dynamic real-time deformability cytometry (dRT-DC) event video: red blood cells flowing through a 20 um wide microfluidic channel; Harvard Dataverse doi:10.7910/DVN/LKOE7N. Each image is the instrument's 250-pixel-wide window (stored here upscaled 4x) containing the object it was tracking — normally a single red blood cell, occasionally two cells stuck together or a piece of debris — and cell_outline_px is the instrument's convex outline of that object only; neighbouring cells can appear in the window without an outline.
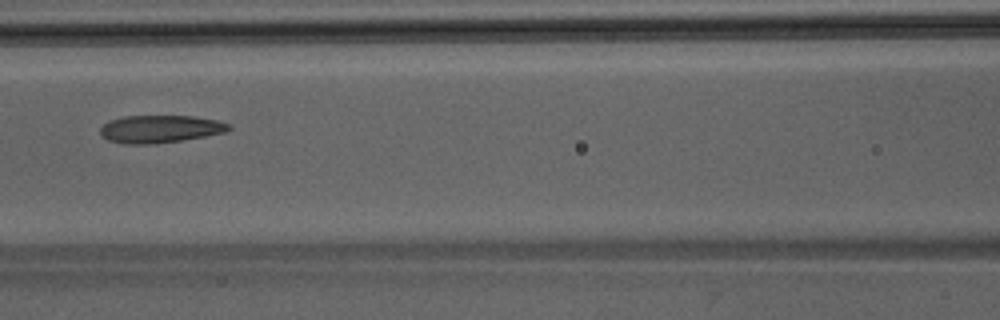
{"species": "Egyptian fruit bat (a non-hibernating species)", "species_latin": "Rousettus aegyptiacus", "temperature_condition": "room temperature", "stored_images_in_passage": 40, "camera_frame_rate_fps": 3000, "um_per_image_px": 0.085, "animal": {"sex": "male"}, "frame": {"image": 1, "passage_image": 14, "time_ms": 4.333, "image_size_px": [1000, 320], "cell_outline_px": [[232, 128], [224, 132], [204, 136], [156, 144], [124, 144], [108, 140], [100, 132], [100, 128], [108, 120], [124, 116], [192, 116], [216, 120], [232, 124]], "centroid_in_image_um": [13.6, 10.96], "position_along_channel_um": 153.0, "area_um2": 20.63}}
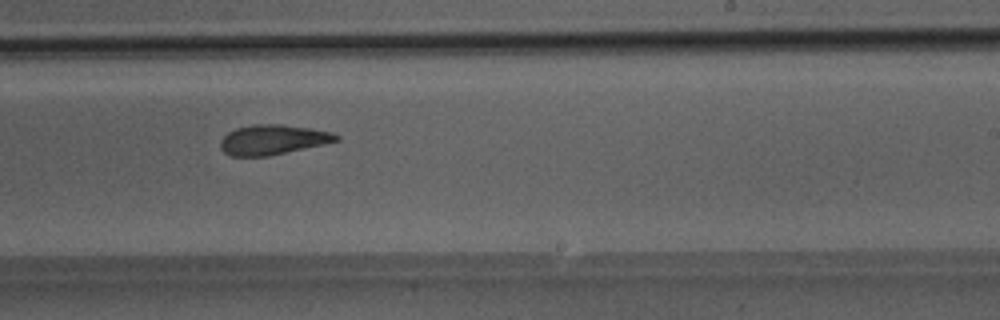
{"frame": {"image": 2, "passage_image": 22, "time_ms": 7.0, "image_size_px": [1000, 320], "cell_outline_px": [[340, 140], [324, 144], [268, 156], [232, 156], [224, 152], [220, 148], [220, 140], [228, 132], [236, 128], [252, 124], [280, 124], [308, 128], [332, 132], [340, 136]], "centroid_in_image_um": [23.17, 11.87], "position_along_channel_um": 265.8, "area_um2": 20.11}}
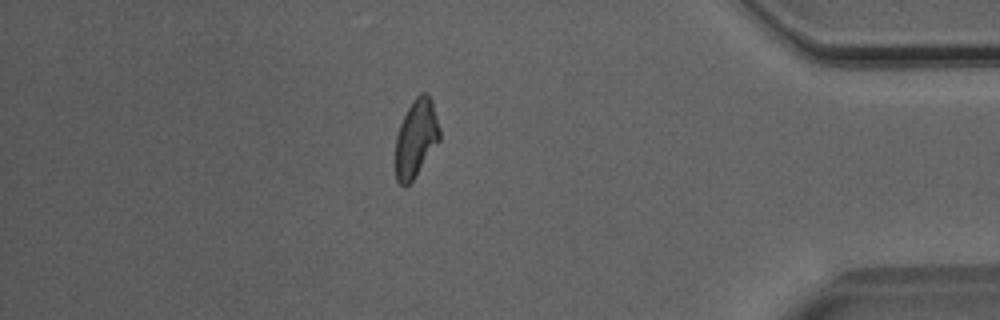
{"frame": {"image": 3, "passage_image": 34, "time_ms": 11.0, "image_size_px": [1000, 320], "cell_outline_px": [[440, 140], [412, 180], [404, 188], [396, 180], [396, 136], [400, 124], [412, 100], [420, 92], [424, 92], [432, 100], [440, 128]], "centroid_in_image_um": [35.36, 11.74], "position_along_channel_um": 399.8, "area_um2": 19.83}}